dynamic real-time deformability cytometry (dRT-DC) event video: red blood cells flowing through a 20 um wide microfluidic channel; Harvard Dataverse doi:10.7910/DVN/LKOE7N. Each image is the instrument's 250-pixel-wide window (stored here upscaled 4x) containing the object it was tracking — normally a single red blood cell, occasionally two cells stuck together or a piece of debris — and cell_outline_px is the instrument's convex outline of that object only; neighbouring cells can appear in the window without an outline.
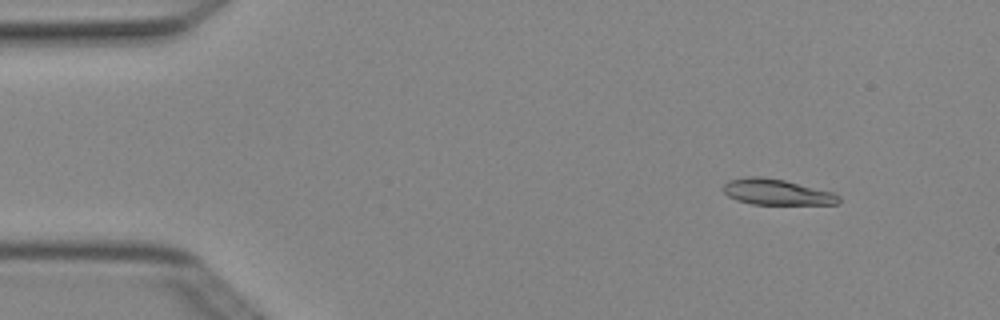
{"species": "Egyptian fruit bat (a non-hibernating species)", "species_latin": "Rousettus aegyptiacus", "temperature_condition": "cold", "stored_images_in_passage": 7, "camera_frame_rate_fps": 3000, "um_per_image_px": 0.085, "animal": {"sex": "female"}, "frame": {"image": 1, "passage_image": 2, "time_ms": 0.333, "image_size_px": [1000, 320], "cell_outline_px": [[840, 200], [836, 204], [752, 204], [736, 200], [728, 196], [724, 192], [724, 184], [728, 180], [752, 176], [760, 176], [784, 180], [832, 192], [840, 196]], "centroid_in_image_um": [66.0, 16.32], "position_along_channel_um": 19.0, "area_um2": 17.17}}
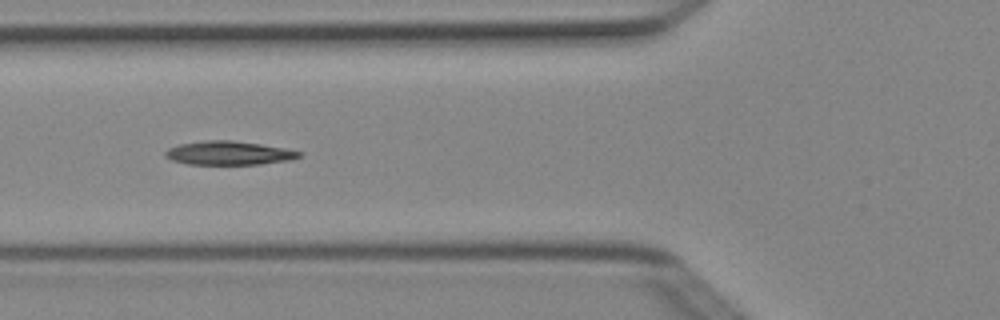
{"frame": {"image": 2, "passage_image": 5, "time_ms": 1.333, "image_size_px": [1000, 320], "cell_outline_px": [[300, 156], [288, 160], [260, 164], [188, 164], [172, 160], [164, 156], [164, 152], [168, 148], [180, 144], [204, 140], [232, 140], [260, 144], [284, 148], [300, 152]], "centroid_in_image_um": [19.39, 13.0], "position_along_channel_um": 106.4, "area_um2": 18.32}}
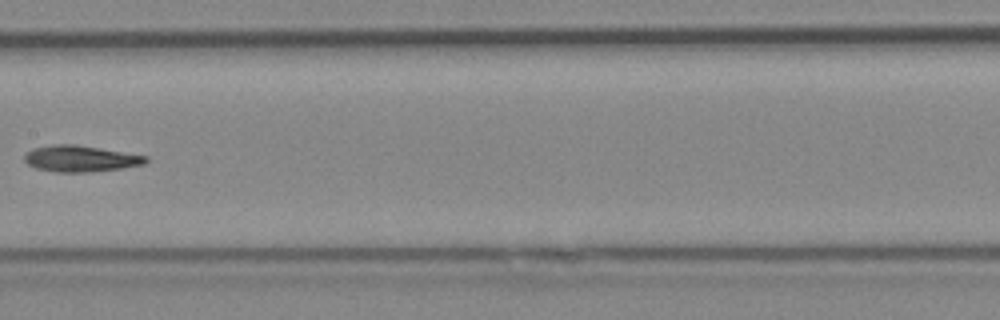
{"frame": {"image": 3, "passage_image": 7, "time_ms": 2.0, "image_size_px": [1000, 320], "cell_outline_px": [[148, 160], [144, 164], [120, 168], [88, 172], [56, 172], [36, 168], [28, 164], [24, 160], [24, 156], [32, 148], [52, 144], [76, 144], [148, 156]], "centroid_in_image_um": [6.82, 13.47], "position_along_channel_um": 200.6, "area_um2": 18.5}}